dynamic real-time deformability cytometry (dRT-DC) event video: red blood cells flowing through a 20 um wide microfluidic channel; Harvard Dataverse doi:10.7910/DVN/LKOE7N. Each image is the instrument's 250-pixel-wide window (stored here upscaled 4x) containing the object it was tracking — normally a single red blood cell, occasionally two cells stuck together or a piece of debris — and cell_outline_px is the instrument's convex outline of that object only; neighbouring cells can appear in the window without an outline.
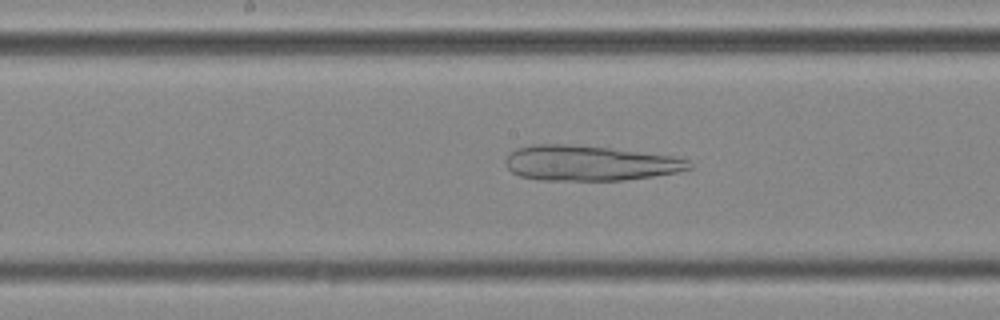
{"species": "common noctule bat (a hibernating species)", "species_latin": "Nyctalus noctula", "temperature_condition": "cold", "stored_images_in_passage": 36, "camera_frame_rate_fps": 3000, "um_per_image_px": 0.085, "animal": {"sex": "female", "body_mass_g": 25.1}, "frame": {"image": 1, "passage_image": 16, "time_ms": 5.0, "image_size_px": [1000, 320], "cell_outline_px": [[692, 168], [676, 172], [652, 176], [624, 180], [544, 180], [520, 176], [512, 172], [504, 164], [504, 160], [516, 148], [532, 144], [568, 144], [608, 148], [672, 156], [688, 160], [692, 164]], "centroid_in_image_um": [50.08, 13.86], "position_along_channel_um": 198.1, "area_um2": 37.4}}